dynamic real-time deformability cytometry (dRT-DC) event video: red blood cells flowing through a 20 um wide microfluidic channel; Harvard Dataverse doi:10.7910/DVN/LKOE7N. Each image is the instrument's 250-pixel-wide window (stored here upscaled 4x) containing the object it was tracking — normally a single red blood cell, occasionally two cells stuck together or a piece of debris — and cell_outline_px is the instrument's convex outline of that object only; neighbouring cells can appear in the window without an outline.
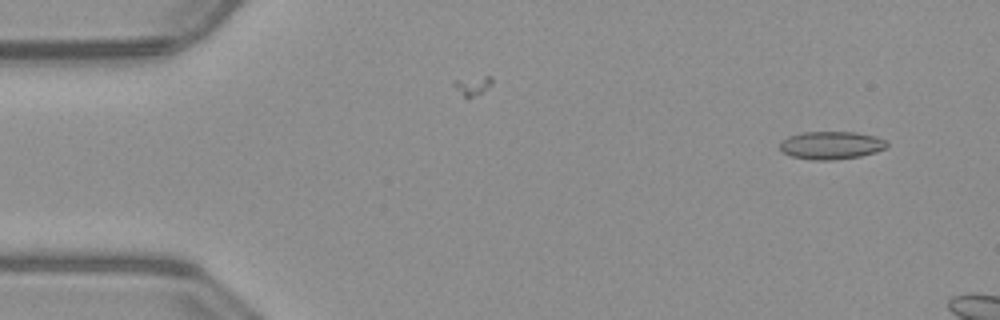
{"species": "common noctule bat (a hibernating species)", "species_latin": "Nyctalus noctula", "temperature_condition": "warm", "stored_images_in_passage": 12, "camera_frame_rate_fps": 3000, "um_per_image_px": 0.085, "animal": {"sex": "male", "body_mass_g": 23.1, "forearm_length_mm": 52.7}, "frame": {"image": 1, "passage_image": 3, "time_ms": 0.667, "image_size_px": [1000, 320], "cell_outline_px": [[888, 144], [884, 148], [876, 152], [860, 156], [832, 160], [808, 160], [792, 156], [780, 152], [780, 144], [788, 136], [804, 132], [856, 132], [876, 136], [888, 140]], "centroid_in_image_um": [70.66, 12.35], "position_along_channel_um": 14.3, "area_um2": 17.51}}